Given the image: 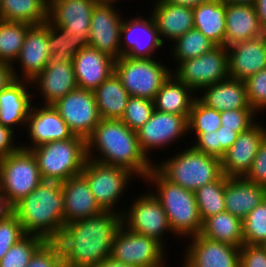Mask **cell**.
<instances>
[{
	"label": "cell",
	"mask_w": 266,
	"mask_h": 267,
	"mask_svg": "<svg viewBox=\"0 0 266 267\" xmlns=\"http://www.w3.org/2000/svg\"><path fill=\"white\" fill-rule=\"evenodd\" d=\"M122 226V214L102 211L64 225L56 242L64 267H95L111 254L114 237Z\"/></svg>",
	"instance_id": "1"
},
{
	"label": "cell",
	"mask_w": 266,
	"mask_h": 267,
	"mask_svg": "<svg viewBox=\"0 0 266 267\" xmlns=\"http://www.w3.org/2000/svg\"><path fill=\"white\" fill-rule=\"evenodd\" d=\"M87 158L120 166L144 180L156 160H149L139 146L137 131L129 129L121 120L101 119L86 139ZM96 152V154H95Z\"/></svg>",
	"instance_id": "2"
},
{
	"label": "cell",
	"mask_w": 266,
	"mask_h": 267,
	"mask_svg": "<svg viewBox=\"0 0 266 267\" xmlns=\"http://www.w3.org/2000/svg\"><path fill=\"white\" fill-rule=\"evenodd\" d=\"M25 234L56 241L64 227L65 197L61 182L43 180L36 189L13 206Z\"/></svg>",
	"instance_id": "3"
},
{
	"label": "cell",
	"mask_w": 266,
	"mask_h": 267,
	"mask_svg": "<svg viewBox=\"0 0 266 267\" xmlns=\"http://www.w3.org/2000/svg\"><path fill=\"white\" fill-rule=\"evenodd\" d=\"M149 184L150 191L160 201L166 212L174 239H188L200 234L202 220L197 206L195 192L187 190L166 179L155 167L141 181Z\"/></svg>",
	"instance_id": "4"
},
{
	"label": "cell",
	"mask_w": 266,
	"mask_h": 267,
	"mask_svg": "<svg viewBox=\"0 0 266 267\" xmlns=\"http://www.w3.org/2000/svg\"><path fill=\"white\" fill-rule=\"evenodd\" d=\"M186 147L182 150L176 147L180 152L156 162L154 167L170 182L195 192L222 175L221 159L197 151L189 144Z\"/></svg>",
	"instance_id": "5"
},
{
	"label": "cell",
	"mask_w": 266,
	"mask_h": 267,
	"mask_svg": "<svg viewBox=\"0 0 266 267\" xmlns=\"http://www.w3.org/2000/svg\"><path fill=\"white\" fill-rule=\"evenodd\" d=\"M43 180L64 182L81 175L87 158L86 139L72 138L47 142L30 150Z\"/></svg>",
	"instance_id": "6"
},
{
	"label": "cell",
	"mask_w": 266,
	"mask_h": 267,
	"mask_svg": "<svg viewBox=\"0 0 266 267\" xmlns=\"http://www.w3.org/2000/svg\"><path fill=\"white\" fill-rule=\"evenodd\" d=\"M81 175L89 183L98 205L103 211H113L123 214L125 207L118 208L121 197H125L131 182L136 175L130 170L113 165H106L92 159H87ZM134 179V180H133Z\"/></svg>",
	"instance_id": "7"
},
{
	"label": "cell",
	"mask_w": 266,
	"mask_h": 267,
	"mask_svg": "<svg viewBox=\"0 0 266 267\" xmlns=\"http://www.w3.org/2000/svg\"><path fill=\"white\" fill-rule=\"evenodd\" d=\"M131 58L122 56L115 60L114 72L130 96L154 100L163 82L172 70L161 59ZM161 60V62H160Z\"/></svg>",
	"instance_id": "8"
},
{
	"label": "cell",
	"mask_w": 266,
	"mask_h": 267,
	"mask_svg": "<svg viewBox=\"0 0 266 267\" xmlns=\"http://www.w3.org/2000/svg\"><path fill=\"white\" fill-rule=\"evenodd\" d=\"M43 181L30 150L20 148L0 160L1 192L14 206Z\"/></svg>",
	"instance_id": "9"
},
{
	"label": "cell",
	"mask_w": 266,
	"mask_h": 267,
	"mask_svg": "<svg viewBox=\"0 0 266 267\" xmlns=\"http://www.w3.org/2000/svg\"><path fill=\"white\" fill-rule=\"evenodd\" d=\"M146 190L147 192L135 196L130 205L125 206L122 224L128 230L156 239L165 248H169L166 246L169 234L175 235L171 231L166 212L153 193Z\"/></svg>",
	"instance_id": "10"
},
{
	"label": "cell",
	"mask_w": 266,
	"mask_h": 267,
	"mask_svg": "<svg viewBox=\"0 0 266 267\" xmlns=\"http://www.w3.org/2000/svg\"><path fill=\"white\" fill-rule=\"evenodd\" d=\"M171 70L197 94L202 88L230 77L227 47L215 46L202 56L185 60Z\"/></svg>",
	"instance_id": "11"
},
{
	"label": "cell",
	"mask_w": 266,
	"mask_h": 267,
	"mask_svg": "<svg viewBox=\"0 0 266 267\" xmlns=\"http://www.w3.org/2000/svg\"><path fill=\"white\" fill-rule=\"evenodd\" d=\"M188 118L154 109L150 119L137 130L140 149L149 160L153 159L154 151H165L173 144L177 145L179 139L183 141L189 137Z\"/></svg>",
	"instance_id": "12"
},
{
	"label": "cell",
	"mask_w": 266,
	"mask_h": 267,
	"mask_svg": "<svg viewBox=\"0 0 266 267\" xmlns=\"http://www.w3.org/2000/svg\"><path fill=\"white\" fill-rule=\"evenodd\" d=\"M110 256L133 266L161 267L168 255L156 239L132 232L122 224L114 237Z\"/></svg>",
	"instance_id": "13"
},
{
	"label": "cell",
	"mask_w": 266,
	"mask_h": 267,
	"mask_svg": "<svg viewBox=\"0 0 266 267\" xmlns=\"http://www.w3.org/2000/svg\"><path fill=\"white\" fill-rule=\"evenodd\" d=\"M140 13L129 16V19L123 18L120 35L121 55L142 59L157 57L159 53L156 52L161 50L164 44L152 15L149 13L145 16Z\"/></svg>",
	"instance_id": "14"
},
{
	"label": "cell",
	"mask_w": 266,
	"mask_h": 267,
	"mask_svg": "<svg viewBox=\"0 0 266 267\" xmlns=\"http://www.w3.org/2000/svg\"><path fill=\"white\" fill-rule=\"evenodd\" d=\"M53 107L73 134L85 139L101 121L94 91L76 88L53 104Z\"/></svg>",
	"instance_id": "15"
},
{
	"label": "cell",
	"mask_w": 266,
	"mask_h": 267,
	"mask_svg": "<svg viewBox=\"0 0 266 267\" xmlns=\"http://www.w3.org/2000/svg\"><path fill=\"white\" fill-rule=\"evenodd\" d=\"M24 132L27 133L25 137L28 138L26 141L28 143L20 142V145L26 150L75 136L53 105H41L35 102L27 117Z\"/></svg>",
	"instance_id": "16"
},
{
	"label": "cell",
	"mask_w": 266,
	"mask_h": 267,
	"mask_svg": "<svg viewBox=\"0 0 266 267\" xmlns=\"http://www.w3.org/2000/svg\"><path fill=\"white\" fill-rule=\"evenodd\" d=\"M120 8L114 5L96 4L92 11L88 39V46L115 60L122 57L120 35L124 15Z\"/></svg>",
	"instance_id": "17"
},
{
	"label": "cell",
	"mask_w": 266,
	"mask_h": 267,
	"mask_svg": "<svg viewBox=\"0 0 266 267\" xmlns=\"http://www.w3.org/2000/svg\"><path fill=\"white\" fill-rule=\"evenodd\" d=\"M47 46L48 20L28 29L19 57L12 65L14 78L32 81L48 64L51 53Z\"/></svg>",
	"instance_id": "18"
},
{
	"label": "cell",
	"mask_w": 266,
	"mask_h": 267,
	"mask_svg": "<svg viewBox=\"0 0 266 267\" xmlns=\"http://www.w3.org/2000/svg\"><path fill=\"white\" fill-rule=\"evenodd\" d=\"M187 240L183 256L193 267H240V247L213 241L201 234Z\"/></svg>",
	"instance_id": "19"
},
{
	"label": "cell",
	"mask_w": 266,
	"mask_h": 267,
	"mask_svg": "<svg viewBox=\"0 0 266 267\" xmlns=\"http://www.w3.org/2000/svg\"><path fill=\"white\" fill-rule=\"evenodd\" d=\"M265 137L266 126L260 120L246 131L239 133L237 140L221 158L222 174L227 177H244Z\"/></svg>",
	"instance_id": "20"
},
{
	"label": "cell",
	"mask_w": 266,
	"mask_h": 267,
	"mask_svg": "<svg viewBox=\"0 0 266 267\" xmlns=\"http://www.w3.org/2000/svg\"><path fill=\"white\" fill-rule=\"evenodd\" d=\"M33 98L42 100L36 103L53 105L67 93L77 88L72 60H65L59 64L47 66L31 81ZM37 88V89H36ZM35 90L37 91L35 92ZM36 93V95L34 94ZM39 95V96H37ZM41 96V97H40Z\"/></svg>",
	"instance_id": "21"
},
{
	"label": "cell",
	"mask_w": 266,
	"mask_h": 267,
	"mask_svg": "<svg viewBox=\"0 0 266 267\" xmlns=\"http://www.w3.org/2000/svg\"><path fill=\"white\" fill-rule=\"evenodd\" d=\"M96 0H52L48 8V21L70 32L73 37L90 36L92 11Z\"/></svg>",
	"instance_id": "22"
},
{
	"label": "cell",
	"mask_w": 266,
	"mask_h": 267,
	"mask_svg": "<svg viewBox=\"0 0 266 267\" xmlns=\"http://www.w3.org/2000/svg\"><path fill=\"white\" fill-rule=\"evenodd\" d=\"M31 81L15 79L0 91V124L12 130L22 131L33 103ZM20 130H18L19 128ZM17 128V129H16Z\"/></svg>",
	"instance_id": "23"
},
{
	"label": "cell",
	"mask_w": 266,
	"mask_h": 267,
	"mask_svg": "<svg viewBox=\"0 0 266 267\" xmlns=\"http://www.w3.org/2000/svg\"><path fill=\"white\" fill-rule=\"evenodd\" d=\"M77 88L94 91L112 73L115 59L86 46L72 57Z\"/></svg>",
	"instance_id": "24"
},
{
	"label": "cell",
	"mask_w": 266,
	"mask_h": 267,
	"mask_svg": "<svg viewBox=\"0 0 266 267\" xmlns=\"http://www.w3.org/2000/svg\"><path fill=\"white\" fill-rule=\"evenodd\" d=\"M229 76L245 81L266 68V46L264 35L234 43L227 47Z\"/></svg>",
	"instance_id": "25"
},
{
	"label": "cell",
	"mask_w": 266,
	"mask_h": 267,
	"mask_svg": "<svg viewBox=\"0 0 266 267\" xmlns=\"http://www.w3.org/2000/svg\"><path fill=\"white\" fill-rule=\"evenodd\" d=\"M150 9H148L149 13L154 19L164 45L169 44L170 41L172 44L181 35L194 28L193 8L191 7L174 5L161 0L152 3Z\"/></svg>",
	"instance_id": "26"
},
{
	"label": "cell",
	"mask_w": 266,
	"mask_h": 267,
	"mask_svg": "<svg viewBox=\"0 0 266 267\" xmlns=\"http://www.w3.org/2000/svg\"><path fill=\"white\" fill-rule=\"evenodd\" d=\"M61 188L65 197L64 225L92 217L103 211L91 192L89 183L82 175L62 182Z\"/></svg>",
	"instance_id": "27"
},
{
	"label": "cell",
	"mask_w": 266,
	"mask_h": 267,
	"mask_svg": "<svg viewBox=\"0 0 266 267\" xmlns=\"http://www.w3.org/2000/svg\"><path fill=\"white\" fill-rule=\"evenodd\" d=\"M197 99L205 106L219 112L234 109H253L247 99L246 84L243 80L229 77L202 88Z\"/></svg>",
	"instance_id": "28"
},
{
	"label": "cell",
	"mask_w": 266,
	"mask_h": 267,
	"mask_svg": "<svg viewBox=\"0 0 266 267\" xmlns=\"http://www.w3.org/2000/svg\"><path fill=\"white\" fill-rule=\"evenodd\" d=\"M225 211L243 220L266 198V187L244 177L225 176Z\"/></svg>",
	"instance_id": "29"
},
{
	"label": "cell",
	"mask_w": 266,
	"mask_h": 267,
	"mask_svg": "<svg viewBox=\"0 0 266 267\" xmlns=\"http://www.w3.org/2000/svg\"><path fill=\"white\" fill-rule=\"evenodd\" d=\"M225 46L264 35L254 5L225 4Z\"/></svg>",
	"instance_id": "30"
},
{
	"label": "cell",
	"mask_w": 266,
	"mask_h": 267,
	"mask_svg": "<svg viewBox=\"0 0 266 267\" xmlns=\"http://www.w3.org/2000/svg\"><path fill=\"white\" fill-rule=\"evenodd\" d=\"M197 94L173 73L163 82L154 99L156 110L189 116Z\"/></svg>",
	"instance_id": "31"
},
{
	"label": "cell",
	"mask_w": 266,
	"mask_h": 267,
	"mask_svg": "<svg viewBox=\"0 0 266 267\" xmlns=\"http://www.w3.org/2000/svg\"><path fill=\"white\" fill-rule=\"evenodd\" d=\"M194 28L216 46H225L226 13L222 0H209L193 8Z\"/></svg>",
	"instance_id": "32"
},
{
	"label": "cell",
	"mask_w": 266,
	"mask_h": 267,
	"mask_svg": "<svg viewBox=\"0 0 266 267\" xmlns=\"http://www.w3.org/2000/svg\"><path fill=\"white\" fill-rule=\"evenodd\" d=\"M94 94L101 119H121L130 95L115 72L94 90Z\"/></svg>",
	"instance_id": "33"
},
{
	"label": "cell",
	"mask_w": 266,
	"mask_h": 267,
	"mask_svg": "<svg viewBox=\"0 0 266 267\" xmlns=\"http://www.w3.org/2000/svg\"><path fill=\"white\" fill-rule=\"evenodd\" d=\"M200 234L233 246L241 247L244 244L242 220L227 211L206 218Z\"/></svg>",
	"instance_id": "34"
},
{
	"label": "cell",
	"mask_w": 266,
	"mask_h": 267,
	"mask_svg": "<svg viewBox=\"0 0 266 267\" xmlns=\"http://www.w3.org/2000/svg\"><path fill=\"white\" fill-rule=\"evenodd\" d=\"M48 8L45 0H1L0 20L40 25L48 20Z\"/></svg>",
	"instance_id": "35"
},
{
	"label": "cell",
	"mask_w": 266,
	"mask_h": 267,
	"mask_svg": "<svg viewBox=\"0 0 266 267\" xmlns=\"http://www.w3.org/2000/svg\"><path fill=\"white\" fill-rule=\"evenodd\" d=\"M71 33L63 27L53 25L48 21V50L51 53L48 64H59L72 57L82 48L88 46L85 38L70 36Z\"/></svg>",
	"instance_id": "36"
},
{
	"label": "cell",
	"mask_w": 266,
	"mask_h": 267,
	"mask_svg": "<svg viewBox=\"0 0 266 267\" xmlns=\"http://www.w3.org/2000/svg\"><path fill=\"white\" fill-rule=\"evenodd\" d=\"M174 43V44H173ZM168 46L170 48V58L177 66L179 63L202 56L206 52H209L216 45L210 41L202 32L193 28L187 31L184 35H181L177 40Z\"/></svg>",
	"instance_id": "37"
},
{
	"label": "cell",
	"mask_w": 266,
	"mask_h": 267,
	"mask_svg": "<svg viewBox=\"0 0 266 267\" xmlns=\"http://www.w3.org/2000/svg\"><path fill=\"white\" fill-rule=\"evenodd\" d=\"M31 26L25 22L0 20V63L14 64Z\"/></svg>",
	"instance_id": "38"
},
{
	"label": "cell",
	"mask_w": 266,
	"mask_h": 267,
	"mask_svg": "<svg viewBox=\"0 0 266 267\" xmlns=\"http://www.w3.org/2000/svg\"><path fill=\"white\" fill-rule=\"evenodd\" d=\"M225 175L195 191V198L202 222L225 211Z\"/></svg>",
	"instance_id": "39"
},
{
	"label": "cell",
	"mask_w": 266,
	"mask_h": 267,
	"mask_svg": "<svg viewBox=\"0 0 266 267\" xmlns=\"http://www.w3.org/2000/svg\"><path fill=\"white\" fill-rule=\"evenodd\" d=\"M45 242L46 240L40 236L26 234L0 260V267H26Z\"/></svg>",
	"instance_id": "40"
},
{
	"label": "cell",
	"mask_w": 266,
	"mask_h": 267,
	"mask_svg": "<svg viewBox=\"0 0 266 267\" xmlns=\"http://www.w3.org/2000/svg\"><path fill=\"white\" fill-rule=\"evenodd\" d=\"M221 126L220 112L194 100L188 118V133H207Z\"/></svg>",
	"instance_id": "41"
},
{
	"label": "cell",
	"mask_w": 266,
	"mask_h": 267,
	"mask_svg": "<svg viewBox=\"0 0 266 267\" xmlns=\"http://www.w3.org/2000/svg\"><path fill=\"white\" fill-rule=\"evenodd\" d=\"M244 244L262 245L266 241V198L242 220Z\"/></svg>",
	"instance_id": "42"
},
{
	"label": "cell",
	"mask_w": 266,
	"mask_h": 267,
	"mask_svg": "<svg viewBox=\"0 0 266 267\" xmlns=\"http://www.w3.org/2000/svg\"><path fill=\"white\" fill-rule=\"evenodd\" d=\"M154 109V100L130 96L120 120L129 129L137 131L150 119Z\"/></svg>",
	"instance_id": "43"
},
{
	"label": "cell",
	"mask_w": 266,
	"mask_h": 267,
	"mask_svg": "<svg viewBox=\"0 0 266 267\" xmlns=\"http://www.w3.org/2000/svg\"><path fill=\"white\" fill-rule=\"evenodd\" d=\"M244 82L249 105L261 115L266 110V68L250 76Z\"/></svg>",
	"instance_id": "44"
},
{
	"label": "cell",
	"mask_w": 266,
	"mask_h": 267,
	"mask_svg": "<svg viewBox=\"0 0 266 267\" xmlns=\"http://www.w3.org/2000/svg\"><path fill=\"white\" fill-rule=\"evenodd\" d=\"M254 109H234L220 112L221 126L238 134L253 126L261 117ZM258 119H257V118ZM257 119V120H256Z\"/></svg>",
	"instance_id": "45"
},
{
	"label": "cell",
	"mask_w": 266,
	"mask_h": 267,
	"mask_svg": "<svg viewBox=\"0 0 266 267\" xmlns=\"http://www.w3.org/2000/svg\"><path fill=\"white\" fill-rule=\"evenodd\" d=\"M26 267H64L60 245L56 241H46Z\"/></svg>",
	"instance_id": "46"
},
{
	"label": "cell",
	"mask_w": 266,
	"mask_h": 267,
	"mask_svg": "<svg viewBox=\"0 0 266 267\" xmlns=\"http://www.w3.org/2000/svg\"><path fill=\"white\" fill-rule=\"evenodd\" d=\"M25 235L22 224L14 214L6 220H0V260Z\"/></svg>",
	"instance_id": "47"
},
{
	"label": "cell",
	"mask_w": 266,
	"mask_h": 267,
	"mask_svg": "<svg viewBox=\"0 0 266 267\" xmlns=\"http://www.w3.org/2000/svg\"><path fill=\"white\" fill-rule=\"evenodd\" d=\"M194 138L191 146L204 154L212 155L221 159V143H219L218 130L207 133H193Z\"/></svg>",
	"instance_id": "48"
},
{
	"label": "cell",
	"mask_w": 266,
	"mask_h": 267,
	"mask_svg": "<svg viewBox=\"0 0 266 267\" xmlns=\"http://www.w3.org/2000/svg\"><path fill=\"white\" fill-rule=\"evenodd\" d=\"M244 178L252 183L266 187V137L262 140L251 167Z\"/></svg>",
	"instance_id": "49"
},
{
	"label": "cell",
	"mask_w": 266,
	"mask_h": 267,
	"mask_svg": "<svg viewBox=\"0 0 266 267\" xmlns=\"http://www.w3.org/2000/svg\"><path fill=\"white\" fill-rule=\"evenodd\" d=\"M240 267H266V250L262 245L240 247Z\"/></svg>",
	"instance_id": "50"
},
{
	"label": "cell",
	"mask_w": 266,
	"mask_h": 267,
	"mask_svg": "<svg viewBox=\"0 0 266 267\" xmlns=\"http://www.w3.org/2000/svg\"><path fill=\"white\" fill-rule=\"evenodd\" d=\"M15 133L14 130L0 124V160L21 148V143L15 140Z\"/></svg>",
	"instance_id": "51"
},
{
	"label": "cell",
	"mask_w": 266,
	"mask_h": 267,
	"mask_svg": "<svg viewBox=\"0 0 266 267\" xmlns=\"http://www.w3.org/2000/svg\"><path fill=\"white\" fill-rule=\"evenodd\" d=\"M219 143H221V158L225 155L226 150H228L233 143L237 140L238 133L233 129L224 128L220 126L218 129Z\"/></svg>",
	"instance_id": "52"
},
{
	"label": "cell",
	"mask_w": 266,
	"mask_h": 267,
	"mask_svg": "<svg viewBox=\"0 0 266 267\" xmlns=\"http://www.w3.org/2000/svg\"><path fill=\"white\" fill-rule=\"evenodd\" d=\"M14 80L12 65L0 63V91L6 88Z\"/></svg>",
	"instance_id": "53"
},
{
	"label": "cell",
	"mask_w": 266,
	"mask_h": 267,
	"mask_svg": "<svg viewBox=\"0 0 266 267\" xmlns=\"http://www.w3.org/2000/svg\"><path fill=\"white\" fill-rule=\"evenodd\" d=\"M14 214L13 205L6 198V196L0 193V220H6Z\"/></svg>",
	"instance_id": "54"
},
{
	"label": "cell",
	"mask_w": 266,
	"mask_h": 267,
	"mask_svg": "<svg viewBox=\"0 0 266 267\" xmlns=\"http://www.w3.org/2000/svg\"><path fill=\"white\" fill-rule=\"evenodd\" d=\"M254 6L256 8L262 30L266 33V0H256Z\"/></svg>",
	"instance_id": "55"
},
{
	"label": "cell",
	"mask_w": 266,
	"mask_h": 267,
	"mask_svg": "<svg viewBox=\"0 0 266 267\" xmlns=\"http://www.w3.org/2000/svg\"><path fill=\"white\" fill-rule=\"evenodd\" d=\"M95 267H138L122 263L118 260L113 259L111 256L107 257L103 261H100Z\"/></svg>",
	"instance_id": "56"
},
{
	"label": "cell",
	"mask_w": 266,
	"mask_h": 267,
	"mask_svg": "<svg viewBox=\"0 0 266 267\" xmlns=\"http://www.w3.org/2000/svg\"><path fill=\"white\" fill-rule=\"evenodd\" d=\"M166 1L174 5L195 8L196 6H199L200 4L207 2L209 0H166Z\"/></svg>",
	"instance_id": "57"
},
{
	"label": "cell",
	"mask_w": 266,
	"mask_h": 267,
	"mask_svg": "<svg viewBox=\"0 0 266 267\" xmlns=\"http://www.w3.org/2000/svg\"><path fill=\"white\" fill-rule=\"evenodd\" d=\"M225 4H248L255 5L256 0H222Z\"/></svg>",
	"instance_id": "58"
},
{
	"label": "cell",
	"mask_w": 266,
	"mask_h": 267,
	"mask_svg": "<svg viewBox=\"0 0 266 267\" xmlns=\"http://www.w3.org/2000/svg\"><path fill=\"white\" fill-rule=\"evenodd\" d=\"M96 2L97 4H102V5H114V6L120 5V0H96ZM118 2L119 4L117 5Z\"/></svg>",
	"instance_id": "59"
},
{
	"label": "cell",
	"mask_w": 266,
	"mask_h": 267,
	"mask_svg": "<svg viewBox=\"0 0 266 267\" xmlns=\"http://www.w3.org/2000/svg\"><path fill=\"white\" fill-rule=\"evenodd\" d=\"M183 258H181V260L183 261L182 263V267H193L188 261H187V259L184 257V256H182ZM167 260V261H166ZM166 260H165V262L163 263V265L161 266V267H168V266H170L169 264L167 265V263H168V256H167V258H166Z\"/></svg>",
	"instance_id": "60"
},
{
	"label": "cell",
	"mask_w": 266,
	"mask_h": 267,
	"mask_svg": "<svg viewBox=\"0 0 266 267\" xmlns=\"http://www.w3.org/2000/svg\"><path fill=\"white\" fill-rule=\"evenodd\" d=\"M262 246L265 248L266 250V241L262 244Z\"/></svg>",
	"instance_id": "61"
},
{
	"label": "cell",
	"mask_w": 266,
	"mask_h": 267,
	"mask_svg": "<svg viewBox=\"0 0 266 267\" xmlns=\"http://www.w3.org/2000/svg\"><path fill=\"white\" fill-rule=\"evenodd\" d=\"M264 38H265V46H266V33H264Z\"/></svg>",
	"instance_id": "62"
}]
</instances>
